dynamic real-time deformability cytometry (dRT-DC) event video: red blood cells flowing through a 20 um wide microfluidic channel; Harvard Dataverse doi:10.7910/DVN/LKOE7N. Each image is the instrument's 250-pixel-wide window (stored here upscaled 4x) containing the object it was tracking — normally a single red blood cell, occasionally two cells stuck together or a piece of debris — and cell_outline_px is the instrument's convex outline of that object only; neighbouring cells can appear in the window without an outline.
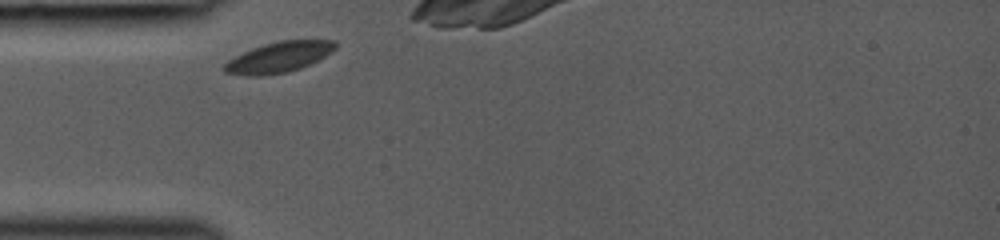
{"species": "common noctule bat (a hibernating species)", "species_latin": "Nyctalus noctula", "temperature_condition": "room temperature", "stored_images_in_passage": 16, "camera_frame_rate_fps": 3000, "um_per_image_px": 0.085, "animal": {"sex": "female", "body_mass_g": 19.0, "forearm_length_mm": 53.3}, "frame": {"image": 1, "passage_image": 1, "time_ms": 0.0, "image_size_px": [1000, 240], "cell_outline_px": [[336, 48], [332, 52], [300, 68], [284, 72], [260, 76], [248, 76], [224, 72], [220, 68], [228, 60], [252, 48], [264, 44], [280, 40], [336, 40]], "centroid_in_image_um": [23.66, 4.85], "position_along_channel_um": 61.3, "area_um2": 19.59}}
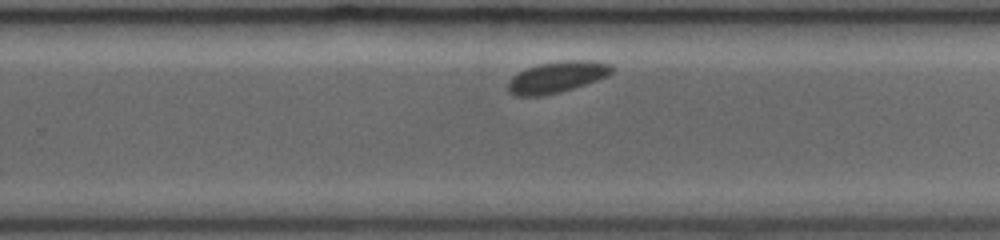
{"frame": {"image": 2, "passage_image": 14, "time_ms": 4.333, "image_size_px": [1000, 240], "cell_outline_px": [[612, 72], [608, 76], [560, 92], [544, 96], [516, 96], [508, 92], [508, 80], [512, 76], [528, 68], [540, 64], [568, 60], [592, 60], [612, 64]], "centroid_in_image_um": [47.33, 6.56], "position_along_channel_um": 282.5, "area_um2": 18.79}}